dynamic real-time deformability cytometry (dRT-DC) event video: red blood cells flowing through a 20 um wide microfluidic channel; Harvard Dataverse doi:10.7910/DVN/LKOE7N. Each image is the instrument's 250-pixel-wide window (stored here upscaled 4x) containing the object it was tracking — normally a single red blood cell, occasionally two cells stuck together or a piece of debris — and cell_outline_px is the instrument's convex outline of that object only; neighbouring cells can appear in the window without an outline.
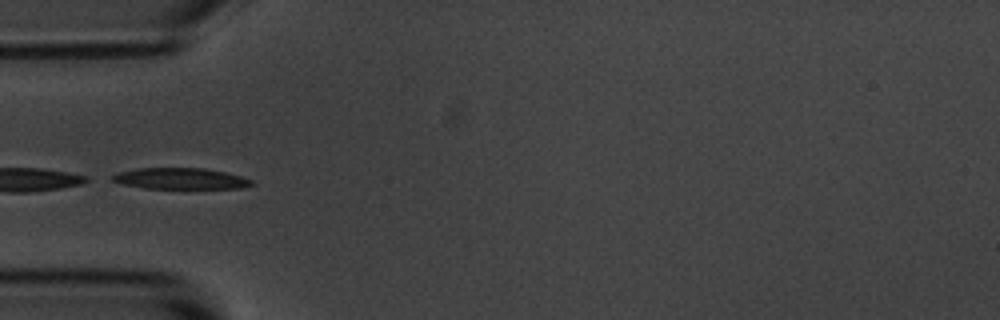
{"species": "common noctule bat (a hibernating species)", "species_latin": "Nyctalus noctula", "temperature_condition": "room temperature", "stored_images_in_passage": 9, "segment_of_instrument_passage": [2, 2], "camera_frame_rate_fps": 3000, "um_per_image_px": 0.085, "animal": {"sex": "male", "body_mass_g": 20.1, "forearm_length_mm": 53.5}, "frame": {"image": 1, "passage_image": 4, "time_ms": 4.333, "image_size_px": [1000, 320], "cell_outline_px": [[256, 184], [240, 188], [144, 188], [124, 184], [112, 180], [112, 176], [120, 172], [136, 168], [204, 168], [224, 172], [240, 176], [252, 180]], "centroid_in_image_um": [15.37, 15.18], "position_along_channel_um": 69.6, "area_um2": 16.94}}
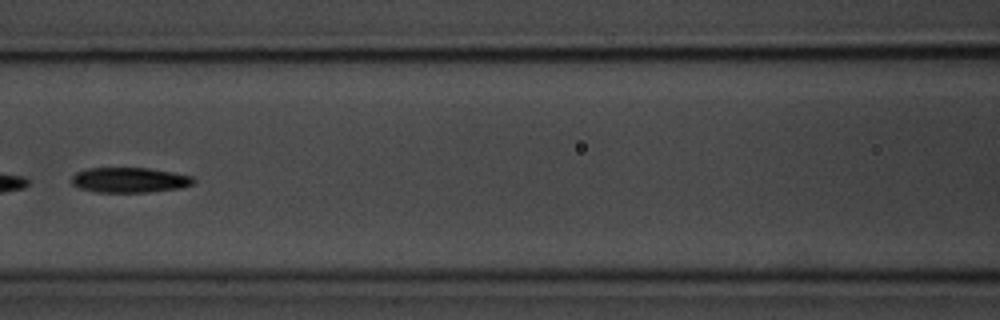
{"frame": {"image": 2, "passage_image": 6, "time_ms": 6.667, "image_size_px": [1000, 320], "cell_outline_px": [[196, 180], [192, 184], [180, 188], [148, 192], [96, 192], [80, 188], [72, 184], [72, 176], [76, 172], [88, 168], [148, 168], [172, 172], [192, 176]], "centroid_in_image_um": [11.01, 15.3], "position_along_channel_um": 155.6, "area_um2": 17.8}}
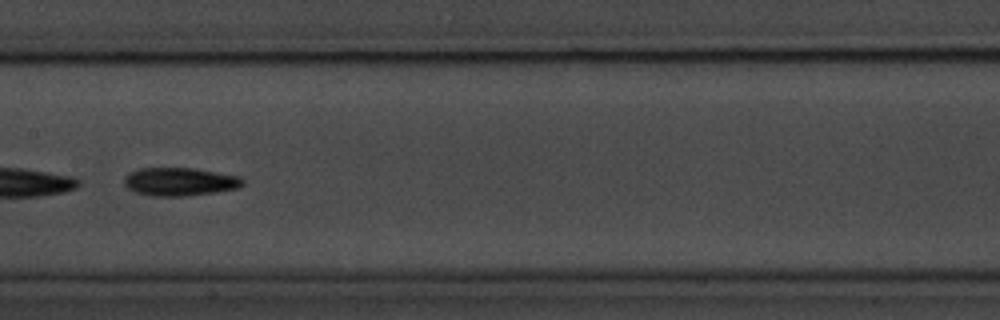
{"frame": {"image": 3, "passage_image": 7, "time_ms": 7.667, "image_size_px": [1000, 320], "cell_outline_px": [[244, 184], [240, 188], [216, 192], [184, 196], [152, 196], [136, 192], [128, 188], [124, 184], [124, 176], [140, 168], [192, 168], [240, 176], [244, 180]], "centroid_in_image_um": [15.31, 15.45], "position_along_channel_um": 192.1, "area_um2": 19.48}}